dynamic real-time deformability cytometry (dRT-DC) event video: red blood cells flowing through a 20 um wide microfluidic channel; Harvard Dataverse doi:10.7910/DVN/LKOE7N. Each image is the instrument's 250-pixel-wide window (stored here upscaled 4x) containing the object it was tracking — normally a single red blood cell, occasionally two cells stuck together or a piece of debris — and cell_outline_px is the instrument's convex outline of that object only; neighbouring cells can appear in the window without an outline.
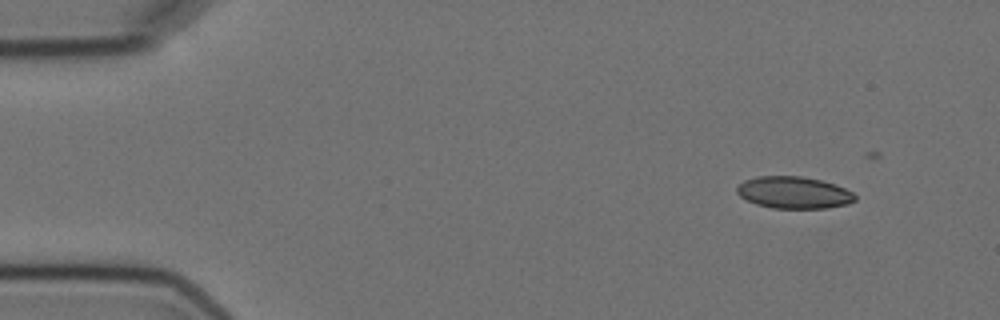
{"species": "Egyptian fruit bat (a non-hibernating species)", "species_latin": "Rousettus aegyptiacus", "temperature_condition": "cold", "stored_images_in_passage": 4, "camera_frame_rate_fps": 3000, "um_per_image_px": 0.085, "animal": {"sex": "female"}, "frame": {"image": 1, "passage_image": 1, "time_ms": 0.0, "image_size_px": [1000, 320], "cell_outline_px": [[856, 200], [848, 204], [828, 208], [772, 208], [756, 204], [740, 196], [736, 192], [736, 188], [744, 180], [756, 176], [800, 176], [820, 180], [844, 188], [852, 192], [856, 196]], "centroid_in_image_um": [67.46, 16.37], "position_along_channel_um": 17.5, "area_um2": 21.91}}